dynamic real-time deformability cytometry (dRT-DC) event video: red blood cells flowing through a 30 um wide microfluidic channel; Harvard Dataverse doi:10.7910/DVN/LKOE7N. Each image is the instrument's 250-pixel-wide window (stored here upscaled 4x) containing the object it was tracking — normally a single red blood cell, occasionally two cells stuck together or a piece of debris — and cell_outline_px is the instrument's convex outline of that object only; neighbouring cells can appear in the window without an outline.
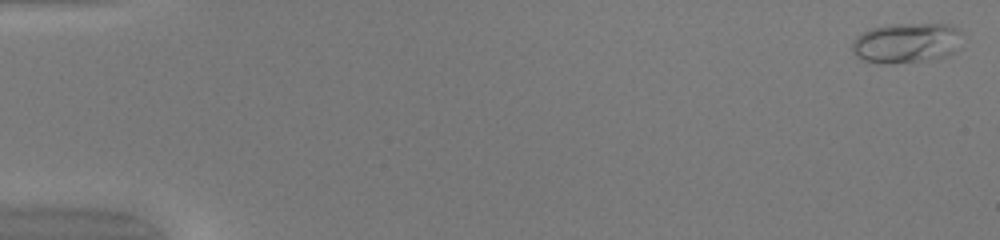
{"species": "common noctule bat (a hibernating species)", "species_latin": "Nyctalus noctula", "temperature_condition": "warm", "stored_images_in_passage": 50, "camera_frame_rate_fps": 3000, "um_per_image_px": 0.085, "animal": {"sex": "female", "body_mass_g": 20.0, "forearm_length_mm": 54.0}, "frame": {"image": 1, "passage_image": 1, "time_ms": 0.0, "image_size_px": [1000, 240], "cell_outline_px": [[960, 32], [956, 52], [944, 56], [928, 60], [888, 64], [884, 64], [864, 60], [856, 56], [852, 52], [852, 44], [856, 36], [868, 28], [888, 24], [948, 24], [960, 28]], "centroid_in_image_um": [77.01, 3.64], "position_along_channel_um": 8.0, "area_um2": 25.89}}
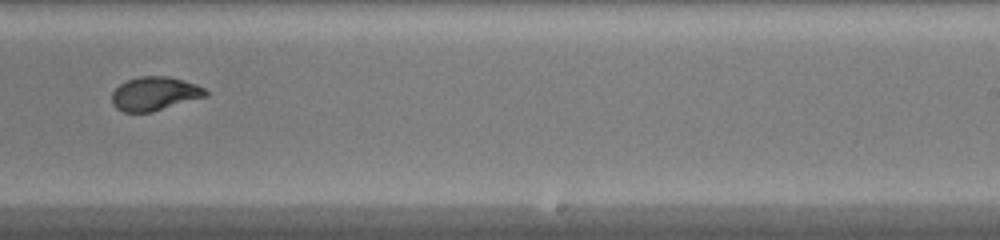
{"frame": {"image": 2, "passage_image": 32, "time_ms": 10.333, "image_size_px": [1000, 240], "cell_outline_px": [[208, 96], [152, 112], [124, 112], [116, 108], [112, 104], [112, 92], [120, 84], [128, 80], [140, 76], [168, 76], [196, 84], [204, 88], [208, 92]], "centroid_in_image_um": [13.15, 7.97], "position_along_channel_um": 275.8, "area_um2": 18.44}}
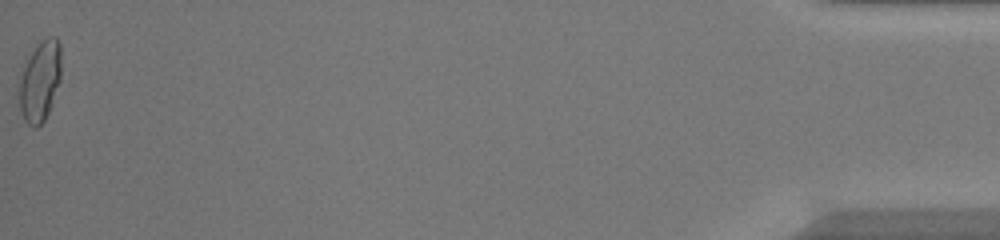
{"frame": {"image": 3, "passage_image": 50, "time_ms": 16.333, "image_size_px": [1000, 240], "cell_outline_px": [[60, 80], [52, 104], [44, 120], [36, 128], [32, 128], [24, 120], [20, 112], [16, 96], [20, 80], [28, 52], [48, 36], [56, 36], [60, 44]], "centroid_in_image_um": [3.36, 6.91], "position_along_channel_um": 431.8, "area_um2": 20.23}, "authors_computed_cell_mechanics": {"area_um2": 19.074, "velocity_mm_per_s": 4.1789, "shape_relaxation_time_tau1_ms": 3.645, "shape_relaxation_time_tau2_ms": 0.6239, "deformation_change_tau1": 0.2095, "deformation_change_tau2": 0.0594}}